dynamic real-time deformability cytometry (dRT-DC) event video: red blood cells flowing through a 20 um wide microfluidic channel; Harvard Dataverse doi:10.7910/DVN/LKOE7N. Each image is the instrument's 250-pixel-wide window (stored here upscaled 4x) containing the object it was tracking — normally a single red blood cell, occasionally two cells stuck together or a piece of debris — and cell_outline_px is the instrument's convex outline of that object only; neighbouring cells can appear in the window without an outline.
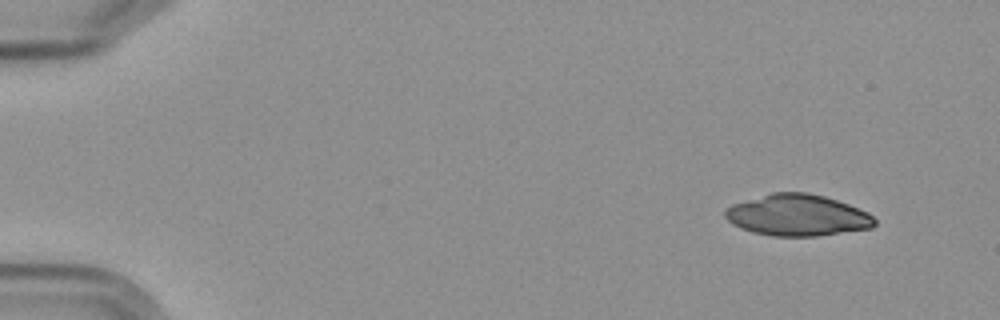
{"species": "Egyptian fruit bat (a non-hibernating species)", "species_latin": "Rousettus aegyptiacus", "temperature_condition": "cold", "stored_images_in_passage": 7, "camera_frame_rate_fps": 3000, "um_per_image_px": 0.085, "frame": {"image": 1, "passage_image": 1, "time_ms": 0.0, "image_size_px": [1000, 320], "cell_outline_px": [[876, 224], [872, 228], [816, 236], [772, 236], [752, 232], [740, 228], [732, 224], [724, 216], [724, 212], [732, 204], [772, 192], [808, 192], [824, 196], [848, 204], [868, 212], [876, 220]], "centroid_in_image_um": [67.78, 18.29], "position_along_channel_um": 17.2, "area_um2": 36.13}}